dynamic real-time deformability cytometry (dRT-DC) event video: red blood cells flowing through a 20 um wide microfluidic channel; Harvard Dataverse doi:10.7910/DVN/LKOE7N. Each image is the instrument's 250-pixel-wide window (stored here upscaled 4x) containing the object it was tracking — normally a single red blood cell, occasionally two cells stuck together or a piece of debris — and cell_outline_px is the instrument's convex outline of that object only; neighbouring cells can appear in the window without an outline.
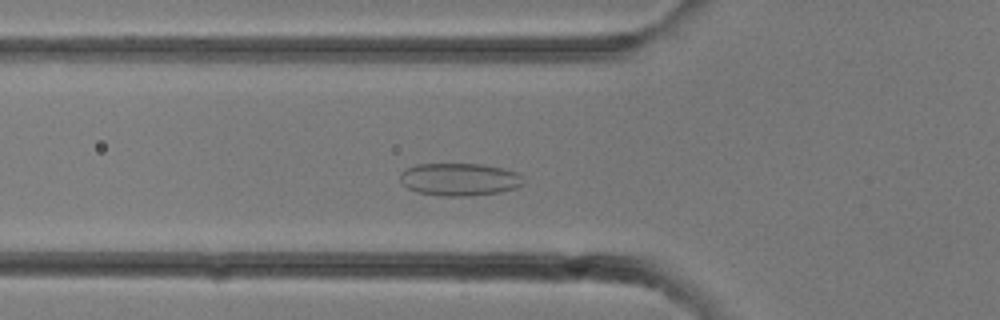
{"species": "common noctule bat (a hibernating species)", "species_latin": "Nyctalus noctula", "temperature_condition": "room temperature", "stored_images_in_passage": 14, "camera_frame_rate_fps": 3000, "um_per_image_px": 0.085, "animal": {"sex": "female"}, "frame": {"image": 1, "passage_image": 8, "time_ms": 2.333, "image_size_px": [1000, 320], "cell_outline_px": [[524, 184], [516, 188], [500, 192], [468, 196], [444, 196], [416, 192], [408, 188], [400, 180], [400, 172], [416, 164], [480, 164], [500, 168], [516, 172], [524, 176]], "centroid_in_image_um": [39.07, 15.25], "position_along_channel_um": 86.7, "area_um2": 23.47}}
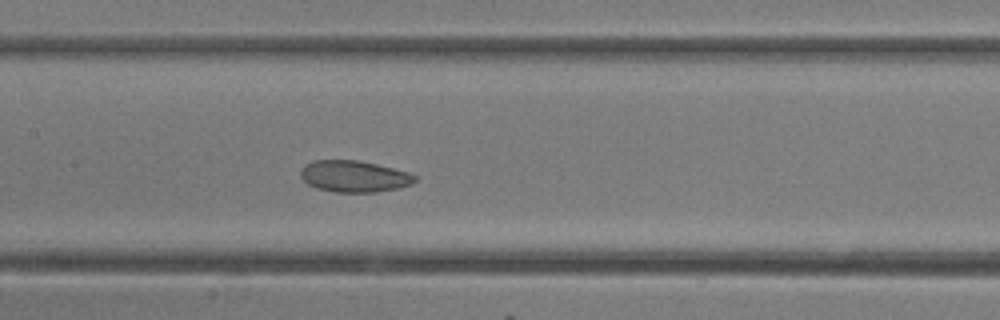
{"frame": {"image": 2, "passage_image": 12, "time_ms": 3.667, "image_size_px": [1000, 320], "cell_outline_px": [[416, 180], [412, 184], [396, 188], [376, 192], [336, 192], [316, 188], [308, 184], [300, 176], [300, 168], [304, 164], [312, 160], [356, 160], [376, 164], [408, 172], [416, 176]], "centroid_in_image_um": [30.05, 14.98], "position_along_channel_um": 177.3, "area_um2": 20.98}}
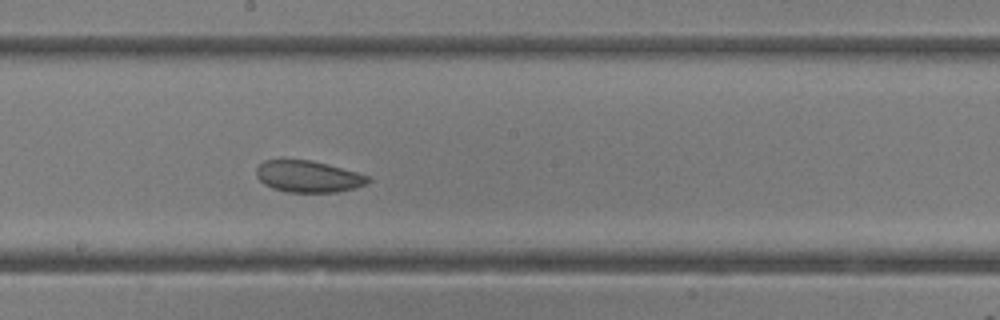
{"frame": {"image": 3, "passage_image": 14, "time_ms": 4.333, "image_size_px": [1000, 320], "cell_outline_px": [[372, 180], [368, 184], [336, 192], [288, 192], [272, 188], [264, 184], [256, 176], [256, 168], [264, 160], [312, 160], [356, 172], [368, 176]], "centroid_in_image_um": [26.19, 15.0], "position_along_channel_um": 222.0, "area_um2": 20.46}}